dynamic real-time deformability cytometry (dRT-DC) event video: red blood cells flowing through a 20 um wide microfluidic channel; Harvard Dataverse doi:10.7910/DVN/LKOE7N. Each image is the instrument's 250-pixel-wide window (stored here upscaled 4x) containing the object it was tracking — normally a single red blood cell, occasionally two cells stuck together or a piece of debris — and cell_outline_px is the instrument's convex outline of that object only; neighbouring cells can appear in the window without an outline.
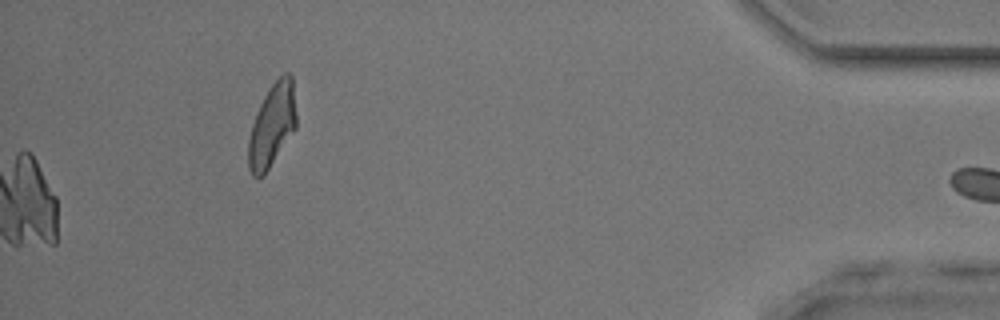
{"species": "common noctule bat (a hibernating species)", "species_latin": "Nyctalus noctula", "temperature_condition": "room temperature", "stored_images_in_passage": 45, "camera_frame_rate_fps": 3000, "um_per_image_px": 0.085, "animal": {"sex": "male", "body_mass_g": 17.9, "forearm_length_mm": 54.2}, "frame": {"image": 1, "passage_image": 45, "time_ms": 14.667, "image_size_px": [1000, 320], "cell_outline_px": [[296, 128], [264, 176], [252, 176], [248, 168], [248, 140], [252, 124], [260, 104], [268, 88], [284, 72], [288, 72], [292, 76], [296, 116]], "centroid_in_image_um": [23.12, 10.66], "position_along_channel_um": 412.1, "area_um2": 23.18}}